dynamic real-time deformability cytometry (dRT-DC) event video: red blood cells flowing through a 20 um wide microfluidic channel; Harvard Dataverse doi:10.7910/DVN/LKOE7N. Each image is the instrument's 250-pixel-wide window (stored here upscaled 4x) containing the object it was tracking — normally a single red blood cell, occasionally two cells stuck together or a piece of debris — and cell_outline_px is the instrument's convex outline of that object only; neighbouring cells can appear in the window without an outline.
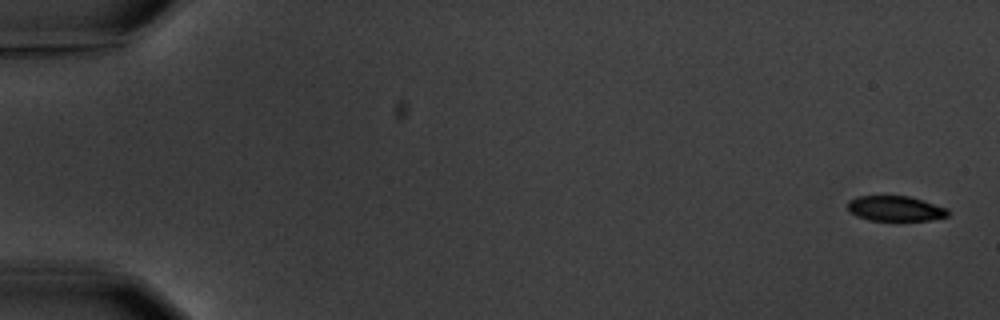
{"species": "common noctule bat (a hibernating species)", "species_latin": "Nyctalus noctula", "temperature_condition": "warm", "stored_images_in_passage": 6, "camera_frame_rate_fps": 3000, "um_per_image_px": 0.085, "animal": {"sex": "male", "body_mass_g": 20.1, "forearm_length_mm": 53.5}, "frame": {"image": 1, "passage_image": 1, "time_ms": 0.0, "image_size_px": [1000, 320], "cell_outline_px": [[948, 216], [932, 220], [868, 220], [856, 216], [848, 212], [848, 200], [856, 196], [908, 196], [924, 200], [948, 208]], "centroid_in_image_um": [76.09, 17.72], "position_along_channel_um": 8.9, "area_um2": 14.85}}
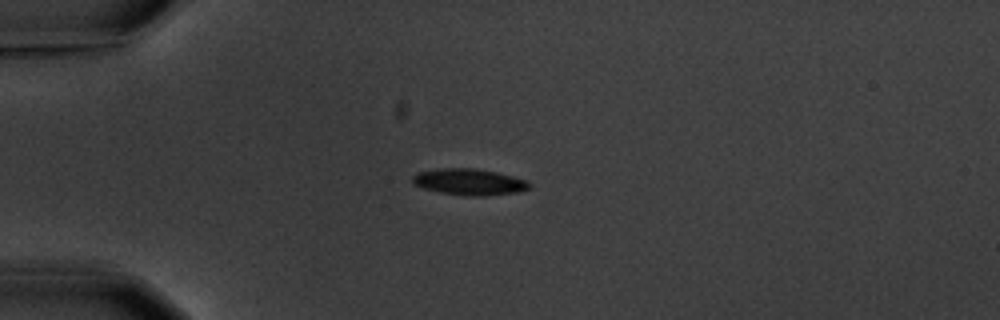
{"frame": {"image": 2, "passage_image": 5, "time_ms": 4.667, "image_size_px": [1000, 320], "cell_outline_px": [[532, 188], [520, 192], [484, 196], [472, 196], [440, 192], [424, 188], [416, 184], [412, 180], [412, 176], [416, 172], [440, 168], [472, 168], [496, 172], [528, 180], [532, 184]], "centroid_in_image_um": [39.95, 15.46], "position_along_channel_um": 45.1, "area_um2": 17.98}}